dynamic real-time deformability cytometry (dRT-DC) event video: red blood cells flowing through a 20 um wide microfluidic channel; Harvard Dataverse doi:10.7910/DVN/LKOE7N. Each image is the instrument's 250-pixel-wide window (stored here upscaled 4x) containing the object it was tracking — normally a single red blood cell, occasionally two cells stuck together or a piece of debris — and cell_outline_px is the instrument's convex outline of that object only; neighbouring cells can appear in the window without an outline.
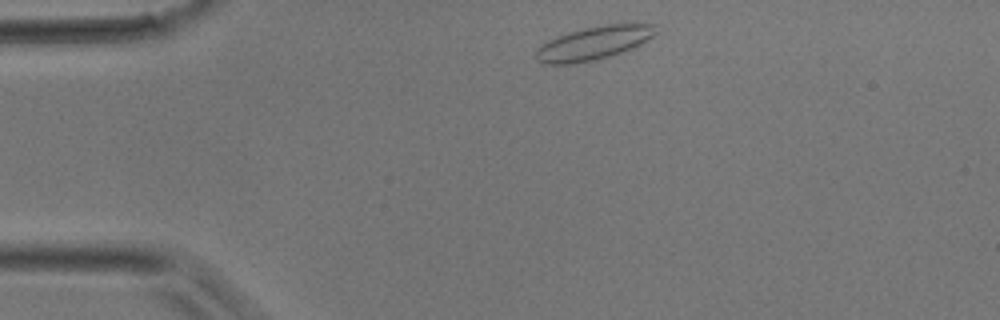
{"species": "common noctule bat (a hibernating species)", "species_latin": "Nyctalus noctula", "temperature_condition": "room temperature", "stored_images_in_passage": 4, "camera_frame_rate_fps": 3000, "um_per_image_px": 0.085, "animal": {"sex": "male", "body_mass_g": 17.9}, "frame": {"image": 1, "passage_image": 1, "time_ms": 0.0, "image_size_px": [1000, 320], "cell_outline_px": [[660, 32], [640, 44], [620, 52], [596, 60], [568, 64], [540, 64], [536, 60], [536, 48], [548, 40], [556, 36], [568, 32], [584, 28], [604, 24], [656, 24]], "centroid_in_image_um": [50.45, 3.65], "position_along_channel_um": 34.6, "area_um2": 23.41}}
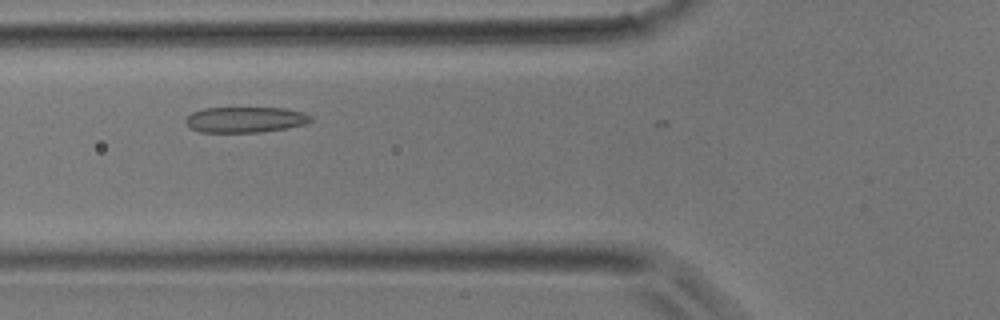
{"frame": {"image": 2, "passage_image": 3, "time_ms": 2.333, "image_size_px": [1000, 320], "cell_outline_px": [[312, 120], [304, 124], [284, 128], [260, 132], [200, 132], [192, 128], [184, 120], [192, 112], [204, 108], [284, 108], [304, 112], [312, 116]], "centroid_in_image_um": [20.85, 10.16], "position_along_channel_um": 104.9, "area_um2": 18.55}}
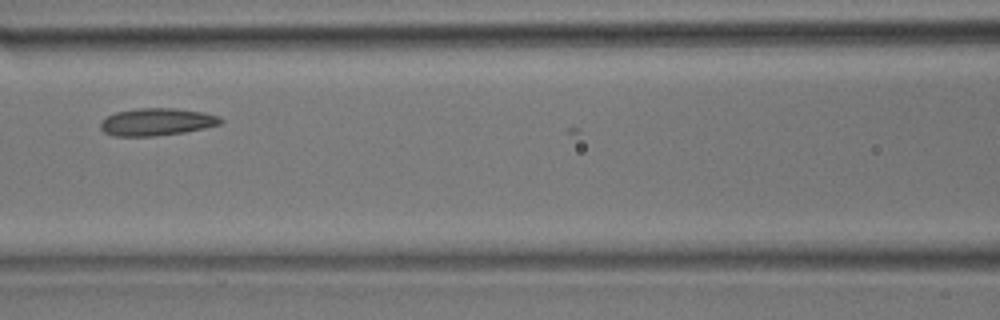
{"frame": {"image": 3, "passage_image": 4, "time_ms": 3.333, "image_size_px": [1000, 320], "cell_outline_px": [[224, 120], [220, 124], [204, 128], [184, 132], [152, 136], [112, 136], [104, 132], [100, 128], [100, 124], [108, 116], [116, 112], [140, 108], [172, 108], [204, 112], [220, 116]], "centroid_in_image_um": [13.34, 10.36], "position_along_channel_um": 153.3, "area_um2": 19.07}}